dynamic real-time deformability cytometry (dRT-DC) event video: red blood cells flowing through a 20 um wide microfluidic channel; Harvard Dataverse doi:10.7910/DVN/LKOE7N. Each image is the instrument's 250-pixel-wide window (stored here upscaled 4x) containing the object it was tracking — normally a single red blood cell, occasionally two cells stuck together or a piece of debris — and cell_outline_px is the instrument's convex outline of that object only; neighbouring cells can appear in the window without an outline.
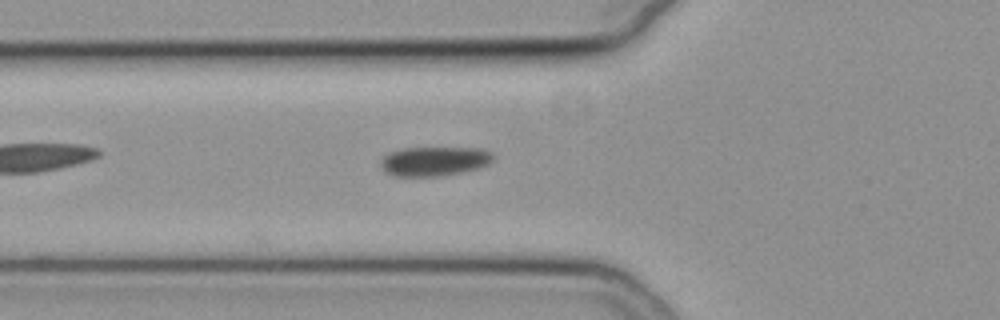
{"species": "common noctule bat (a hibernating species)", "species_latin": "Nyctalus noctula", "temperature_condition": "cold", "stored_images_in_passage": 6, "camera_frame_rate_fps": 3000, "um_per_image_px": 0.085, "animal": {"sex": "female", "body_mass_g": 19.3, "forearm_length_mm": 54.1}, "frame": {"image": 1, "passage_image": 6, "time_ms": 1.667, "image_size_px": [1000, 320], "cell_outline_px": [[492, 160], [488, 164], [476, 168], [460, 172], [440, 176], [392, 176], [384, 172], [380, 168], [380, 160], [388, 152], [404, 148], [480, 148], [488, 152], [492, 156]], "centroid_in_image_um": [36.81, 13.71], "position_along_channel_um": 89.0, "area_um2": 19.13}}